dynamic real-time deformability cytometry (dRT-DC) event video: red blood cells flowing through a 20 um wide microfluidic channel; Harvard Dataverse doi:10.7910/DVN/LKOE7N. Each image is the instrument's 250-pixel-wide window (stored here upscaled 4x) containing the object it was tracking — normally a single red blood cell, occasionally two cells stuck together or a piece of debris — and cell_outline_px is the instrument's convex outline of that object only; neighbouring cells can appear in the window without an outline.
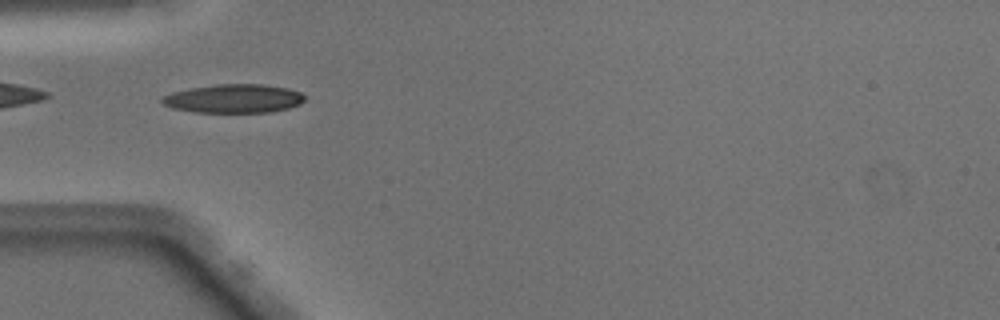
{"species": "Egyptian fruit bat (a non-hibernating species)", "species_latin": "Rousettus aegyptiacus", "temperature_condition": "warm", "stored_images_in_passage": 34, "camera_frame_rate_fps": 3000, "um_per_image_px": 0.085, "animal": {"sex": "male"}, "frame": {"image": 1, "passage_image": 1, "time_ms": 0.0, "image_size_px": [1000, 320], "cell_outline_px": [[304, 100], [300, 104], [288, 108], [268, 112], [196, 112], [172, 108], [164, 104], [160, 100], [160, 96], [172, 92], [192, 88], [216, 84], [264, 84], [288, 88], [300, 92], [304, 96]], "centroid_in_image_um": [19.85, 8.37], "position_along_channel_um": 65.1, "area_um2": 23.81}}
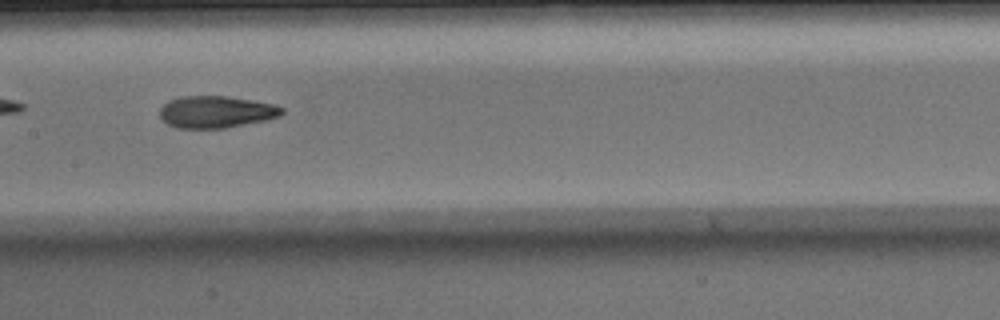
{"frame": {"image": 2, "passage_image": 10, "time_ms": 3.0, "image_size_px": [1000, 320], "cell_outline_px": [[284, 112], [280, 116], [268, 120], [224, 128], [176, 128], [168, 124], [160, 116], [160, 108], [168, 100], [180, 96], [228, 96], [272, 104], [284, 108]], "centroid_in_image_um": [18.37, 9.51], "position_along_channel_um": 189.0, "area_um2": 22.77}, "authors_computed_cell_mechanics": {"area_um2": 23.0333, "velocity_mm_per_s": 4.1146, "shape_relaxation_time_tau1_ms": 7.1827, "shape_relaxation_time_tau2_ms": 2.1148, "deformation_change_tau1": 0.2206, "deformation_change_tau2": 0.0928}}